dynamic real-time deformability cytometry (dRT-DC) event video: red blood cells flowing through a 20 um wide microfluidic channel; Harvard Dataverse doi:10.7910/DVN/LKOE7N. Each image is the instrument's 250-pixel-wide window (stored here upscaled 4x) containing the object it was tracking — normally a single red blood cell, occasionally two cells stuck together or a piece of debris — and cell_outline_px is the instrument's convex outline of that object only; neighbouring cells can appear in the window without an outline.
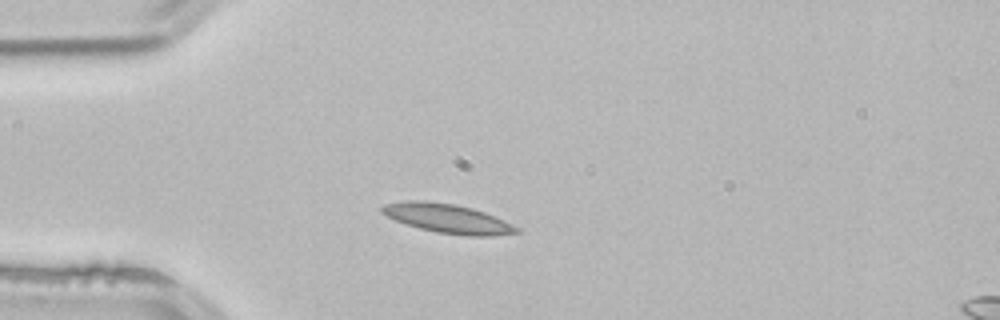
{"species": "common noctule bat (a hibernating species)", "species_latin": "Nyctalus noctula", "temperature_condition": "room temperature", "stored_images_in_passage": 40, "camera_frame_rate_fps": 3000, "um_per_image_px": 0.085, "animal": {"sex": "male", "body_mass_g": 21.5, "forearm_length_mm": 52.0}, "frame": {"image": 1, "passage_image": 1, "time_ms": 0.0, "image_size_px": [1000, 320], "cell_outline_px": [[520, 232], [492, 236], [468, 236], [436, 232], [420, 228], [396, 220], [380, 212], [380, 208], [384, 204], [404, 200], [424, 200], [456, 204], [472, 208], [484, 212], [512, 224], [520, 228]], "centroid_in_image_um": [38.04, 18.56], "position_along_channel_um": 47.0, "area_um2": 22.83}}
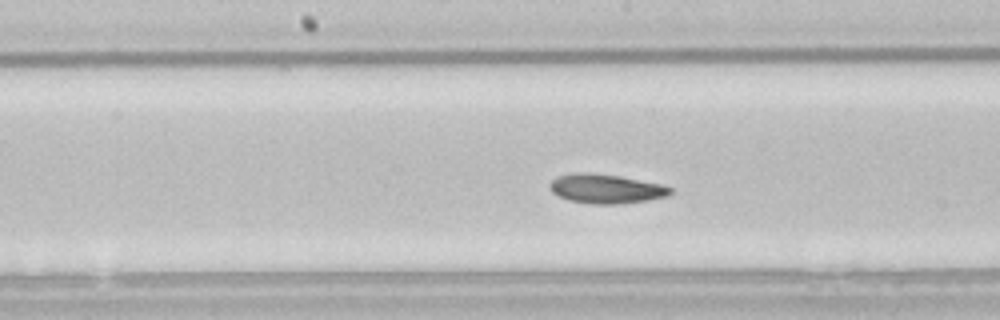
{"frame": {"image": 2, "passage_image": 14, "time_ms": 4.333, "image_size_px": [1000, 320], "cell_outline_px": [[672, 192], [668, 196], [648, 200], [620, 204], [592, 204], [568, 200], [552, 192], [548, 188], [548, 184], [556, 176], [572, 172], [588, 172], [620, 176], [660, 184], [672, 188]], "centroid_in_image_um": [51.46, 16.04], "position_along_channel_um": 196.7, "area_um2": 20.75}}
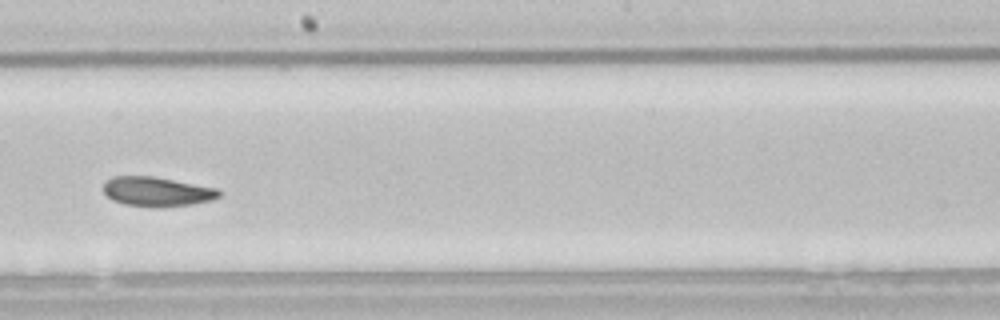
{"frame": {"image": 3, "passage_image": 17, "time_ms": 5.333, "image_size_px": [1000, 320], "cell_outline_px": [[220, 196], [212, 200], [192, 204], [124, 204], [112, 200], [104, 192], [104, 180], [112, 176], [152, 176], [220, 188]], "centroid_in_image_um": [13.34, 16.22], "position_along_channel_um": 234.9, "area_um2": 19.13}, "authors_computed_cell_mechanics": {"area_um2": 20.6346, "velocity_mm_per_s": 3.8344, "shape_relaxation_time_tau1_ms": 2.6771, "shape_relaxation_time_tau2_ms": 2.288, "deformation_change_tau1": 0.1068, "deformation_change_tau2": 0.0809}}